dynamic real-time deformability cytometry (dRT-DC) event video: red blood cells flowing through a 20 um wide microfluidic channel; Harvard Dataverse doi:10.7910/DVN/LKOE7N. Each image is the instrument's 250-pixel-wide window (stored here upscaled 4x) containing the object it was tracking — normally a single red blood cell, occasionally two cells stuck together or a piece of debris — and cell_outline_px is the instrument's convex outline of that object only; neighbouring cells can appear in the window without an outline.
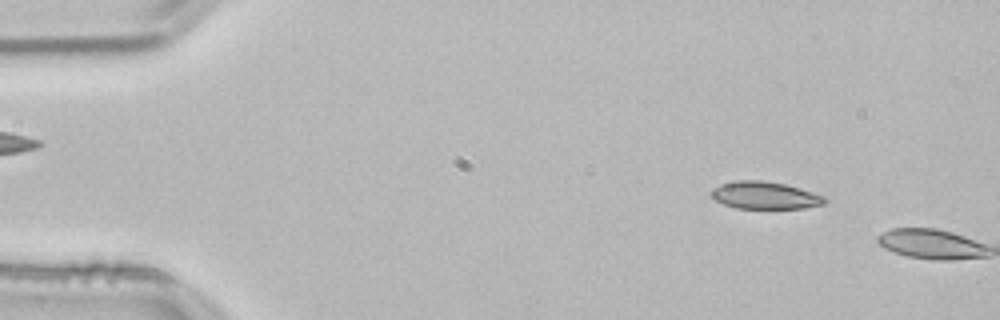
{"species": "common noctule bat (a hibernating species)", "species_latin": "Nyctalus noctula", "temperature_condition": "room temperature", "stored_images_in_passage": 6, "camera_frame_rate_fps": 3000, "um_per_image_px": 0.085, "animal": {"sex": "male", "body_mass_g": 21.5, "forearm_length_mm": 52.0}, "frame": {"image": 1, "passage_image": 5, "time_ms": 1.333, "image_size_px": [1000, 320], "cell_outline_px": [[828, 200], [824, 204], [804, 208], [736, 208], [724, 204], [716, 200], [708, 192], [712, 188], [720, 184], [736, 180], [764, 180], [784, 184], [800, 188], [824, 196]], "centroid_in_image_um": [64.99, 16.59], "position_along_channel_um": 20.0, "area_um2": 18.15}}